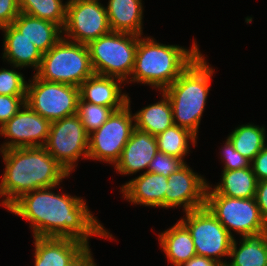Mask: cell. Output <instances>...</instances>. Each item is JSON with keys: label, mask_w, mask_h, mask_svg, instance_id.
<instances>
[{"label": "cell", "mask_w": 267, "mask_h": 266, "mask_svg": "<svg viewBox=\"0 0 267 266\" xmlns=\"http://www.w3.org/2000/svg\"><path fill=\"white\" fill-rule=\"evenodd\" d=\"M56 187L23 194L7 210L29 222L32 237L73 238L87 246L92 236L114 238L94 217L85 199L55 193Z\"/></svg>", "instance_id": "obj_1"}, {"label": "cell", "mask_w": 267, "mask_h": 266, "mask_svg": "<svg viewBox=\"0 0 267 266\" xmlns=\"http://www.w3.org/2000/svg\"><path fill=\"white\" fill-rule=\"evenodd\" d=\"M0 153L5 164L0 181V206L5 209L23 194L59 186L70 176L44 146L11 148Z\"/></svg>", "instance_id": "obj_2"}, {"label": "cell", "mask_w": 267, "mask_h": 266, "mask_svg": "<svg viewBox=\"0 0 267 266\" xmlns=\"http://www.w3.org/2000/svg\"><path fill=\"white\" fill-rule=\"evenodd\" d=\"M189 49L162 44L155 38L139 36L134 67L126 83H141L163 91L196 59L201 51L196 41Z\"/></svg>", "instance_id": "obj_3"}, {"label": "cell", "mask_w": 267, "mask_h": 266, "mask_svg": "<svg viewBox=\"0 0 267 266\" xmlns=\"http://www.w3.org/2000/svg\"><path fill=\"white\" fill-rule=\"evenodd\" d=\"M205 57L201 53L163 90L172 106L174 125L186 128L196 136L215 72Z\"/></svg>", "instance_id": "obj_4"}, {"label": "cell", "mask_w": 267, "mask_h": 266, "mask_svg": "<svg viewBox=\"0 0 267 266\" xmlns=\"http://www.w3.org/2000/svg\"><path fill=\"white\" fill-rule=\"evenodd\" d=\"M35 74L45 81L79 87L95 73L87 45L62 37L43 54L40 67Z\"/></svg>", "instance_id": "obj_5"}, {"label": "cell", "mask_w": 267, "mask_h": 266, "mask_svg": "<svg viewBox=\"0 0 267 266\" xmlns=\"http://www.w3.org/2000/svg\"><path fill=\"white\" fill-rule=\"evenodd\" d=\"M139 36L131 33L110 31L87 44L95 74L130 79Z\"/></svg>", "instance_id": "obj_6"}, {"label": "cell", "mask_w": 267, "mask_h": 266, "mask_svg": "<svg viewBox=\"0 0 267 266\" xmlns=\"http://www.w3.org/2000/svg\"><path fill=\"white\" fill-rule=\"evenodd\" d=\"M30 79L27 82L25 103L33 111L50 122L77 114L79 87L45 81L35 73Z\"/></svg>", "instance_id": "obj_7"}, {"label": "cell", "mask_w": 267, "mask_h": 266, "mask_svg": "<svg viewBox=\"0 0 267 266\" xmlns=\"http://www.w3.org/2000/svg\"><path fill=\"white\" fill-rule=\"evenodd\" d=\"M205 206L233 238H236L233 232L240 237L265 233L266 222L261 216L255 198H231L220 194H206Z\"/></svg>", "instance_id": "obj_8"}, {"label": "cell", "mask_w": 267, "mask_h": 266, "mask_svg": "<svg viewBox=\"0 0 267 266\" xmlns=\"http://www.w3.org/2000/svg\"><path fill=\"white\" fill-rule=\"evenodd\" d=\"M130 97L100 128L89 134L88 159L115 165L135 128Z\"/></svg>", "instance_id": "obj_9"}, {"label": "cell", "mask_w": 267, "mask_h": 266, "mask_svg": "<svg viewBox=\"0 0 267 266\" xmlns=\"http://www.w3.org/2000/svg\"><path fill=\"white\" fill-rule=\"evenodd\" d=\"M185 216V217H184ZM179 220L191 233L196 254L216 260L222 266L229 258L233 237L206 207L185 212Z\"/></svg>", "instance_id": "obj_10"}, {"label": "cell", "mask_w": 267, "mask_h": 266, "mask_svg": "<svg viewBox=\"0 0 267 266\" xmlns=\"http://www.w3.org/2000/svg\"><path fill=\"white\" fill-rule=\"evenodd\" d=\"M88 145L89 133L79 115L74 114L51 122L44 147L69 174H72L78 166L80 157L88 159Z\"/></svg>", "instance_id": "obj_11"}, {"label": "cell", "mask_w": 267, "mask_h": 266, "mask_svg": "<svg viewBox=\"0 0 267 266\" xmlns=\"http://www.w3.org/2000/svg\"><path fill=\"white\" fill-rule=\"evenodd\" d=\"M111 31L100 0H68L63 37L87 45Z\"/></svg>", "instance_id": "obj_12"}, {"label": "cell", "mask_w": 267, "mask_h": 266, "mask_svg": "<svg viewBox=\"0 0 267 266\" xmlns=\"http://www.w3.org/2000/svg\"><path fill=\"white\" fill-rule=\"evenodd\" d=\"M51 122L33 111L26 103L3 126L0 127V136L6 137L0 150L21 147L45 146Z\"/></svg>", "instance_id": "obj_13"}, {"label": "cell", "mask_w": 267, "mask_h": 266, "mask_svg": "<svg viewBox=\"0 0 267 266\" xmlns=\"http://www.w3.org/2000/svg\"><path fill=\"white\" fill-rule=\"evenodd\" d=\"M209 182L195 173L188 164L168 176L165 209L183 208V213L205 206Z\"/></svg>", "instance_id": "obj_14"}, {"label": "cell", "mask_w": 267, "mask_h": 266, "mask_svg": "<svg viewBox=\"0 0 267 266\" xmlns=\"http://www.w3.org/2000/svg\"><path fill=\"white\" fill-rule=\"evenodd\" d=\"M157 152L156 137L134 128L119 160L113 167L120 175H133L145 169L147 170L144 172H148L149 164Z\"/></svg>", "instance_id": "obj_15"}, {"label": "cell", "mask_w": 267, "mask_h": 266, "mask_svg": "<svg viewBox=\"0 0 267 266\" xmlns=\"http://www.w3.org/2000/svg\"><path fill=\"white\" fill-rule=\"evenodd\" d=\"M167 184L168 177L146 171L120 186V193L131 204L164 209Z\"/></svg>", "instance_id": "obj_16"}, {"label": "cell", "mask_w": 267, "mask_h": 266, "mask_svg": "<svg viewBox=\"0 0 267 266\" xmlns=\"http://www.w3.org/2000/svg\"><path fill=\"white\" fill-rule=\"evenodd\" d=\"M122 84L125 85L119 78L94 74L79 86L80 98L117 111L127 104L129 95L127 92H122Z\"/></svg>", "instance_id": "obj_17"}, {"label": "cell", "mask_w": 267, "mask_h": 266, "mask_svg": "<svg viewBox=\"0 0 267 266\" xmlns=\"http://www.w3.org/2000/svg\"><path fill=\"white\" fill-rule=\"evenodd\" d=\"M34 266H66L87 245L73 238L33 237Z\"/></svg>", "instance_id": "obj_18"}, {"label": "cell", "mask_w": 267, "mask_h": 266, "mask_svg": "<svg viewBox=\"0 0 267 266\" xmlns=\"http://www.w3.org/2000/svg\"><path fill=\"white\" fill-rule=\"evenodd\" d=\"M3 31L2 59L19 68L32 67L38 71L43 54L12 24L0 28Z\"/></svg>", "instance_id": "obj_19"}, {"label": "cell", "mask_w": 267, "mask_h": 266, "mask_svg": "<svg viewBox=\"0 0 267 266\" xmlns=\"http://www.w3.org/2000/svg\"><path fill=\"white\" fill-rule=\"evenodd\" d=\"M12 25L42 54L48 52L63 37V29L59 25L26 13L20 12Z\"/></svg>", "instance_id": "obj_20"}, {"label": "cell", "mask_w": 267, "mask_h": 266, "mask_svg": "<svg viewBox=\"0 0 267 266\" xmlns=\"http://www.w3.org/2000/svg\"><path fill=\"white\" fill-rule=\"evenodd\" d=\"M142 0H108L106 6L111 31L143 35Z\"/></svg>", "instance_id": "obj_21"}, {"label": "cell", "mask_w": 267, "mask_h": 266, "mask_svg": "<svg viewBox=\"0 0 267 266\" xmlns=\"http://www.w3.org/2000/svg\"><path fill=\"white\" fill-rule=\"evenodd\" d=\"M158 241L165 258L173 266H181L197 255L191 233L180 220L159 233Z\"/></svg>", "instance_id": "obj_22"}, {"label": "cell", "mask_w": 267, "mask_h": 266, "mask_svg": "<svg viewBox=\"0 0 267 266\" xmlns=\"http://www.w3.org/2000/svg\"><path fill=\"white\" fill-rule=\"evenodd\" d=\"M220 183L208 185L206 194H220L231 198H255L257 179L252 167L222 170Z\"/></svg>", "instance_id": "obj_23"}, {"label": "cell", "mask_w": 267, "mask_h": 266, "mask_svg": "<svg viewBox=\"0 0 267 266\" xmlns=\"http://www.w3.org/2000/svg\"><path fill=\"white\" fill-rule=\"evenodd\" d=\"M229 258L225 266H267L266 234L240 237L239 243L234 238Z\"/></svg>", "instance_id": "obj_24"}, {"label": "cell", "mask_w": 267, "mask_h": 266, "mask_svg": "<svg viewBox=\"0 0 267 266\" xmlns=\"http://www.w3.org/2000/svg\"><path fill=\"white\" fill-rule=\"evenodd\" d=\"M160 94L161 100L133 114L135 128L154 136L174 125L171 103L163 91H160Z\"/></svg>", "instance_id": "obj_25"}, {"label": "cell", "mask_w": 267, "mask_h": 266, "mask_svg": "<svg viewBox=\"0 0 267 266\" xmlns=\"http://www.w3.org/2000/svg\"><path fill=\"white\" fill-rule=\"evenodd\" d=\"M266 129L254 123L241 124L229 133L227 138L234 149L242 156L252 161L254 157L267 145Z\"/></svg>", "instance_id": "obj_26"}, {"label": "cell", "mask_w": 267, "mask_h": 266, "mask_svg": "<svg viewBox=\"0 0 267 266\" xmlns=\"http://www.w3.org/2000/svg\"><path fill=\"white\" fill-rule=\"evenodd\" d=\"M158 151L182 159L189 155L190 145L196 146L198 136L186 128L173 125L155 136Z\"/></svg>", "instance_id": "obj_27"}, {"label": "cell", "mask_w": 267, "mask_h": 266, "mask_svg": "<svg viewBox=\"0 0 267 266\" xmlns=\"http://www.w3.org/2000/svg\"><path fill=\"white\" fill-rule=\"evenodd\" d=\"M68 0H19L21 13L59 25L62 29L66 21Z\"/></svg>", "instance_id": "obj_28"}, {"label": "cell", "mask_w": 267, "mask_h": 266, "mask_svg": "<svg viewBox=\"0 0 267 266\" xmlns=\"http://www.w3.org/2000/svg\"><path fill=\"white\" fill-rule=\"evenodd\" d=\"M113 112L114 110L111 107L97 105L83 101L81 98L79 99L77 114L89 134L100 128Z\"/></svg>", "instance_id": "obj_29"}, {"label": "cell", "mask_w": 267, "mask_h": 266, "mask_svg": "<svg viewBox=\"0 0 267 266\" xmlns=\"http://www.w3.org/2000/svg\"><path fill=\"white\" fill-rule=\"evenodd\" d=\"M10 67L13 68L0 69V95L26 96L27 81L24 79L25 76L22 72L16 71V69L22 70V68L14 65H10Z\"/></svg>", "instance_id": "obj_30"}, {"label": "cell", "mask_w": 267, "mask_h": 266, "mask_svg": "<svg viewBox=\"0 0 267 266\" xmlns=\"http://www.w3.org/2000/svg\"><path fill=\"white\" fill-rule=\"evenodd\" d=\"M184 164L182 159L158 151L149 164L148 172L168 177Z\"/></svg>", "instance_id": "obj_31"}, {"label": "cell", "mask_w": 267, "mask_h": 266, "mask_svg": "<svg viewBox=\"0 0 267 266\" xmlns=\"http://www.w3.org/2000/svg\"><path fill=\"white\" fill-rule=\"evenodd\" d=\"M223 144L224 146L219 148L220 159L224 163L222 170H237L251 166V161L237 152L228 138Z\"/></svg>", "instance_id": "obj_32"}, {"label": "cell", "mask_w": 267, "mask_h": 266, "mask_svg": "<svg viewBox=\"0 0 267 266\" xmlns=\"http://www.w3.org/2000/svg\"><path fill=\"white\" fill-rule=\"evenodd\" d=\"M25 100L26 96L0 95V127L22 108Z\"/></svg>", "instance_id": "obj_33"}, {"label": "cell", "mask_w": 267, "mask_h": 266, "mask_svg": "<svg viewBox=\"0 0 267 266\" xmlns=\"http://www.w3.org/2000/svg\"><path fill=\"white\" fill-rule=\"evenodd\" d=\"M19 13V0H0V28L11 25Z\"/></svg>", "instance_id": "obj_34"}, {"label": "cell", "mask_w": 267, "mask_h": 266, "mask_svg": "<svg viewBox=\"0 0 267 266\" xmlns=\"http://www.w3.org/2000/svg\"><path fill=\"white\" fill-rule=\"evenodd\" d=\"M257 181L267 180V145L251 161Z\"/></svg>", "instance_id": "obj_35"}, {"label": "cell", "mask_w": 267, "mask_h": 266, "mask_svg": "<svg viewBox=\"0 0 267 266\" xmlns=\"http://www.w3.org/2000/svg\"><path fill=\"white\" fill-rule=\"evenodd\" d=\"M255 200L262 218L267 222V180L258 181Z\"/></svg>", "instance_id": "obj_36"}, {"label": "cell", "mask_w": 267, "mask_h": 266, "mask_svg": "<svg viewBox=\"0 0 267 266\" xmlns=\"http://www.w3.org/2000/svg\"><path fill=\"white\" fill-rule=\"evenodd\" d=\"M90 246H86L69 264L66 266H97L92 256Z\"/></svg>", "instance_id": "obj_37"}, {"label": "cell", "mask_w": 267, "mask_h": 266, "mask_svg": "<svg viewBox=\"0 0 267 266\" xmlns=\"http://www.w3.org/2000/svg\"><path fill=\"white\" fill-rule=\"evenodd\" d=\"M181 266H222V265L214 259L195 255L190 260L183 263Z\"/></svg>", "instance_id": "obj_38"}, {"label": "cell", "mask_w": 267, "mask_h": 266, "mask_svg": "<svg viewBox=\"0 0 267 266\" xmlns=\"http://www.w3.org/2000/svg\"><path fill=\"white\" fill-rule=\"evenodd\" d=\"M265 234L267 236V222H266Z\"/></svg>", "instance_id": "obj_39"}]
</instances>
